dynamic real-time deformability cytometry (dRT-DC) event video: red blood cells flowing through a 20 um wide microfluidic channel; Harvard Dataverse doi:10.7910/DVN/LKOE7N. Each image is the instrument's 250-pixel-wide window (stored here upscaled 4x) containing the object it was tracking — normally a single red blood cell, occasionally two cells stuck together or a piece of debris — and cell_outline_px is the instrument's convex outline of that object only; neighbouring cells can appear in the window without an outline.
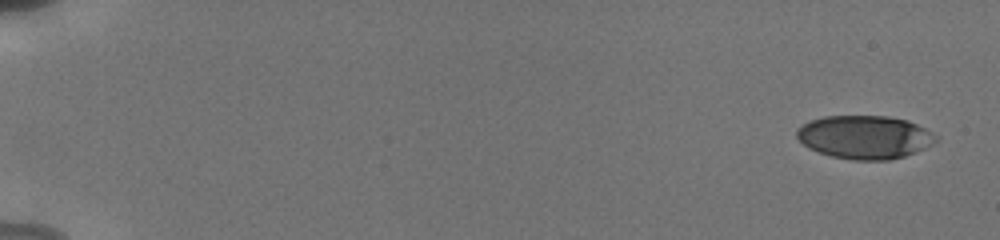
{"species": "human", "species_latin": "Homo sapiens", "temperature_condition": "cold", "stored_images_in_passage": 8, "camera_frame_rate_fps": 3000, "um_per_image_px": 0.085, "donor": {"sex": "male"}, "frame": {"image": 1, "passage_image": 1, "time_ms": 0.0, "image_size_px": [1000, 240], "cell_outline_px": [[936, 140], [924, 148], [904, 156], [888, 160], [852, 160], [832, 156], [808, 148], [796, 136], [796, 128], [808, 120], [824, 116], [888, 116], [908, 120], [932, 132], [936, 136]], "centroid_in_image_um": [73.45, 11.64], "position_along_channel_um": 11.5, "area_um2": 35.03}}
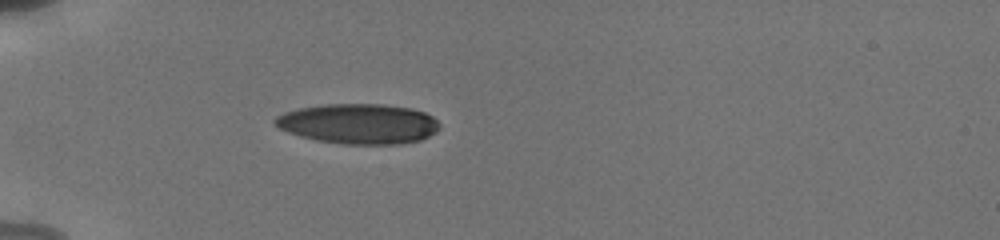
{"frame": {"image": 2, "passage_image": 6, "time_ms": 5.333, "image_size_px": [1000, 240], "cell_outline_px": [[440, 128], [436, 132], [420, 140], [400, 144], [344, 144], [316, 140], [300, 136], [288, 132], [272, 124], [272, 120], [276, 116], [284, 112], [300, 108], [324, 104], [384, 104], [412, 108], [424, 112], [432, 116], [440, 124]], "centroid_in_image_um": [30.47, 10.52], "position_along_channel_um": 54.5, "area_um2": 38.67}}
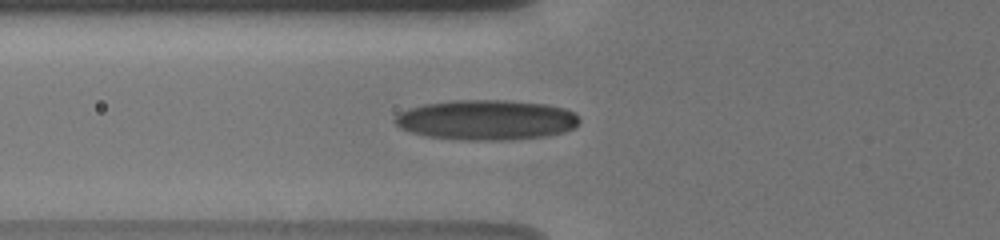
{"frame": {"image": 3, "passage_image": 8, "time_ms": 6.667, "image_size_px": [1000, 240], "cell_outline_px": [[580, 120], [572, 128], [564, 132], [544, 136], [504, 140], [464, 140], [428, 136], [412, 132], [400, 128], [392, 120], [400, 112], [408, 108], [424, 104], [452, 100], [508, 100], [548, 104], [564, 108], [580, 116]], "centroid_in_image_um": [41.33, 10.18], "position_along_channel_um": 84.5, "area_um2": 43.12}}